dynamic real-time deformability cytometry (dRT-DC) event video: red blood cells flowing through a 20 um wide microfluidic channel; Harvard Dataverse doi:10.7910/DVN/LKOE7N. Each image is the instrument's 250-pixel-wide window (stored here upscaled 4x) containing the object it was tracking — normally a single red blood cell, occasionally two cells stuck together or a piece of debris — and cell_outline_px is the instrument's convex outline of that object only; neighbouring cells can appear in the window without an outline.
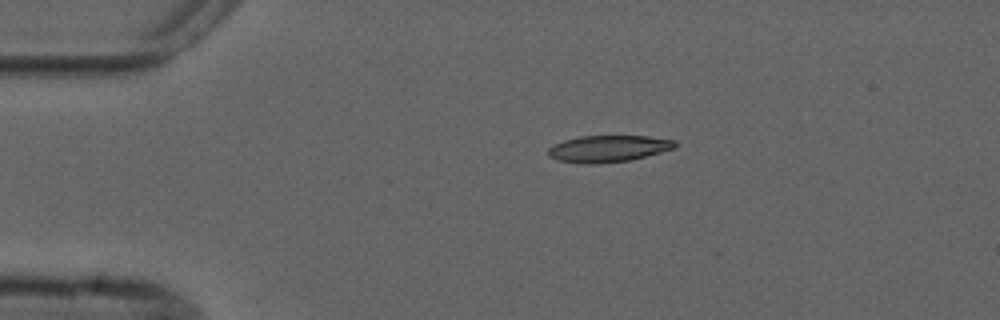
{"species": "common noctule bat (a hibernating species)", "species_latin": "Nyctalus noctula", "temperature_condition": "cold", "stored_images_in_passage": 4, "camera_frame_rate_fps": 3000, "um_per_image_px": 0.085, "animal": {"sex": "male", "forearm_length_mm": 52.5}, "frame": {"image": 1, "passage_image": 1, "time_ms": 0.0, "image_size_px": [1000, 320], "cell_outline_px": [[676, 148], [628, 160], [596, 164], [584, 164], [556, 160], [548, 156], [548, 148], [564, 140], [580, 136], [648, 136], [676, 140]], "centroid_in_image_um": [51.69, 12.63], "position_along_channel_um": 33.3, "area_um2": 19.65}}
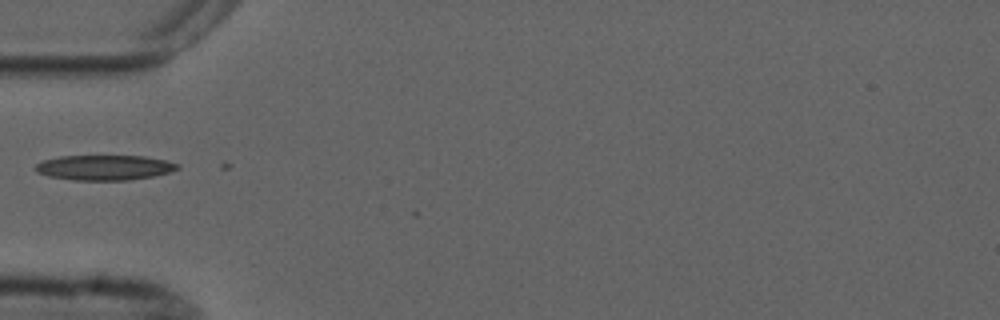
{"frame": {"image": 2, "passage_image": 3, "time_ms": 2.333, "image_size_px": [1000, 320], "cell_outline_px": [[180, 168], [168, 172], [152, 176], [128, 180], [72, 180], [48, 176], [36, 172], [36, 164], [44, 160], [60, 156], [144, 156], [164, 160], [180, 164]], "centroid_in_image_um": [8.87, 14.24], "position_along_channel_um": 76.1, "area_um2": 20.63}}